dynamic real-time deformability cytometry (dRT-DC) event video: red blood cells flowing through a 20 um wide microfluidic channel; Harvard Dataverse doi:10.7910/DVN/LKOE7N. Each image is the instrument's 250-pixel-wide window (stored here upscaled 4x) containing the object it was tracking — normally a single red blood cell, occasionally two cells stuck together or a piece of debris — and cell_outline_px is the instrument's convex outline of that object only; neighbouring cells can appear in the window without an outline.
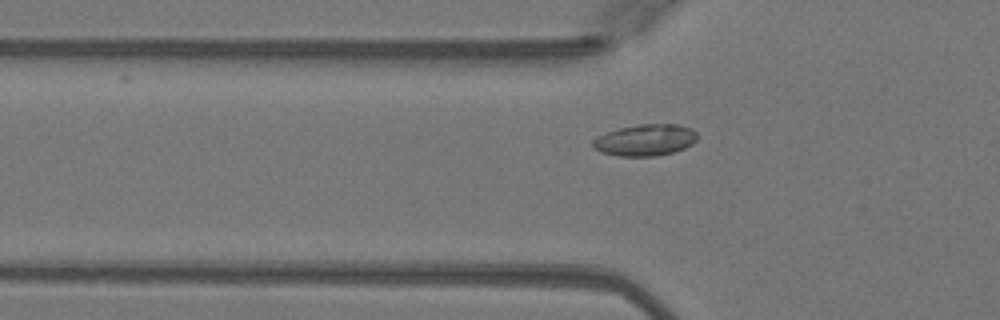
{"species": "Egyptian fruit bat (a non-hibernating species)", "species_latin": "Rousettus aegyptiacus", "temperature_condition": "warm", "stored_images_in_passage": 36, "camera_frame_rate_fps": 3000, "um_per_image_px": 0.085, "animal": {"sex": "female"}, "frame": {"image": 1, "passage_image": 3, "time_ms": 0.667, "image_size_px": [1000, 320], "cell_outline_px": [[696, 140], [692, 144], [684, 148], [672, 152], [656, 156], [620, 156], [600, 152], [592, 144], [592, 140], [608, 132], [620, 128], [640, 124], [680, 124], [692, 128], [696, 132]], "centroid_in_image_um": [54.88, 11.9], "position_along_channel_um": 70.9, "area_um2": 19.02}}
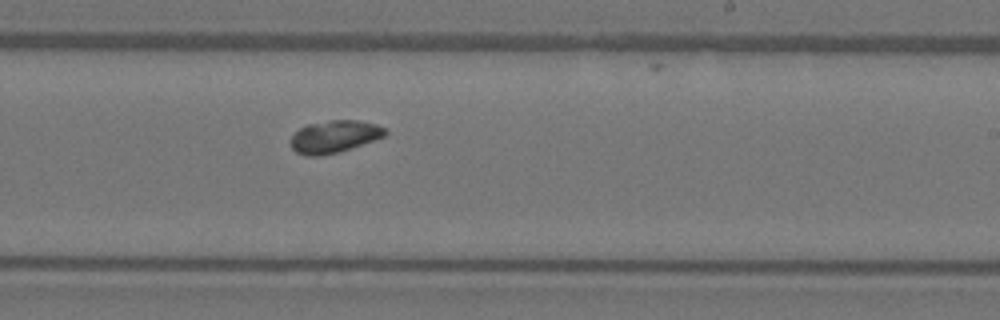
{"frame": {"image": 2, "passage_image": 17, "time_ms": 5.333, "image_size_px": [1000, 320], "cell_outline_px": [[388, 132], [384, 136], [340, 152], [320, 156], [304, 156], [296, 152], [292, 148], [292, 136], [300, 128], [308, 124], [332, 120], [356, 120], [376, 124], [384, 128]], "centroid_in_image_um": [28.41, 11.62], "position_along_channel_um": 260.6, "area_um2": 17.63}}
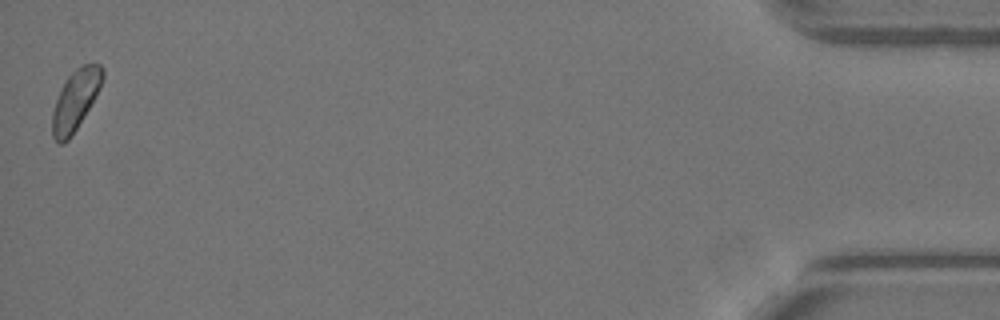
{"frame": {"image": 3, "passage_image": 36, "time_ms": 11.667, "image_size_px": [1000, 320], "cell_outline_px": [[104, 80], [100, 88], [76, 128], [68, 140], [64, 144], [60, 144], [52, 136], [52, 112], [56, 100], [64, 80], [76, 68], [84, 64], [100, 64], [104, 68]], "centroid_in_image_um": [6.41, 8.48], "position_along_channel_um": 428.8, "area_um2": 17.46}, "authors_computed_cell_mechanics": {"area_um2": 17.6001, "velocity_mm_per_s": 4.0579, "shape_relaxation_time_tau1_ms": null, "shape_relaxation_time_tau2_ms": 2.437, "deformation_change_tau1": null, "deformation_change_tau2": 0.0583}}